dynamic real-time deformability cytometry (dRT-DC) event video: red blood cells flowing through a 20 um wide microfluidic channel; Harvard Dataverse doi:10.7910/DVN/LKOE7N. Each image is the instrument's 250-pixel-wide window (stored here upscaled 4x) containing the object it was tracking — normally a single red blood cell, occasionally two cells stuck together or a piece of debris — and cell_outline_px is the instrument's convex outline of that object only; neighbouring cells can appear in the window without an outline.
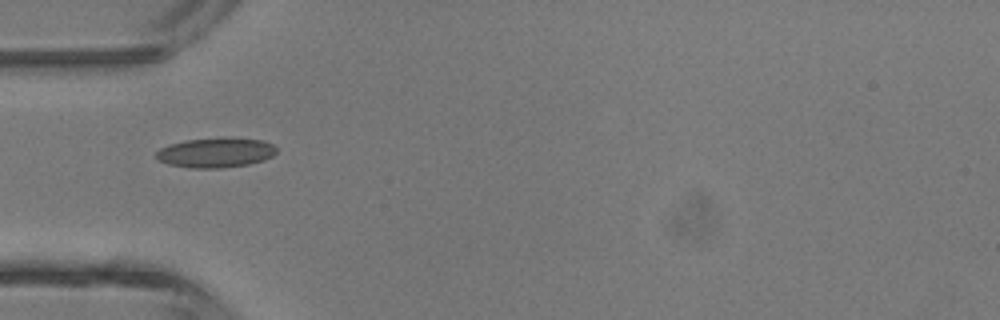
{"species": "common noctule bat (a hibernating species)", "species_latin": "Nyctalus noctula", "temperature_condition": "room temperature", "stored_images_in_passage": 19, "camera_frame_rate_fps": 3000, "um_per_image_px": 0.085, "animal": {"sex": "male", "body_mass_g": 13.3}, "frame": {"image": 1, "passage_image": 1, "time_ms": 0.0, "image_size_px": [1000, 320], "cell_outline_px": [[276, 152], [272, 156], [264, 160], [248, 164], [220, 168], [192, 168], [168, 164], [160, 160], [156, 156], [156, 152], [160, 148], [168, 144], [184, 140], [264, 140], [272, 144], [276, 148]], "centroid_in_image_um": [18.3, 13.01], "position_along_channel_um": 66.7, "area_um2": 20.06}}
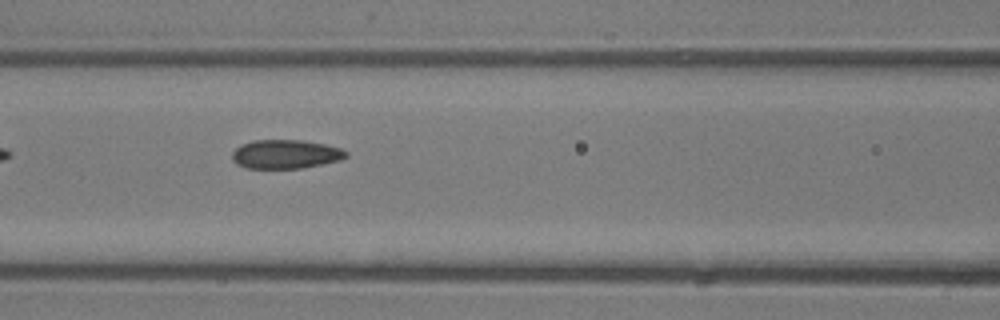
{"frame": {"image": 2, "passage_image": 6, "time_ms": 1.667, "image_size_px": [1000, 320], "cell_outline_px": [[348, 156], [340, 160], [300, 168], [248, 168], [236, 164], [232, 160], [232, 152], [240, 144], [252, 140], [300, 140], [324, 144], [340, 148], [348, 152]], "centroid_in_image_um": [24.24, 13.1], "position_along_channel_um": 142.4, "area_um2": 19.13}}
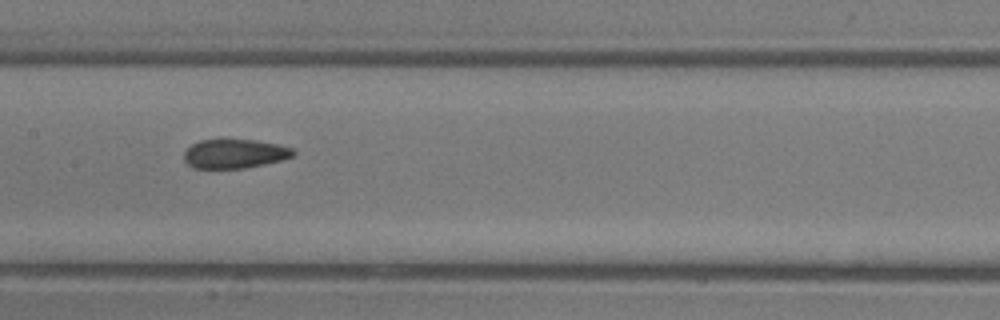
{"frame": {"image": 3, "passage_image": 9, "time_ms": 2.667, "image_size_px": [1000, 320], "cell_outline_px": [[296, 156], [264, 164], [244, 168], [192, 168], [184, 160], [184, 152], [192, 144], [200, 140], [220, 136], [256, 140], [280, 144], [292, 148], [296, 152]], "centroid_in_image_um": [19.94, 13.01], "position_along_channel_um": 187.5, "area_um2": 19.36}}